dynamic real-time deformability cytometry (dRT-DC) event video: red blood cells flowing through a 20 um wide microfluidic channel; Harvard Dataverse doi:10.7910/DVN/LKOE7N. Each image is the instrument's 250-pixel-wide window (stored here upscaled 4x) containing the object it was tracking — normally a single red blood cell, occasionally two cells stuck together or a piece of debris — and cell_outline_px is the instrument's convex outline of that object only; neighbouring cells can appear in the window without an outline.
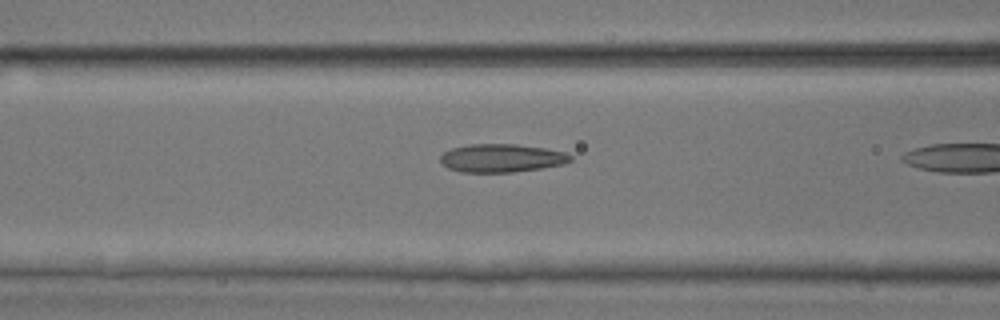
{"species": "common noctule bat (a hibernating species)", "species_latin": "Nyctalus noctula", "temperature_condition": "room temperature", "stored_images_in_passage": 10, "camera_frame_rate_fps": 3000, "um_per_image_px": 0.085, "animal": {"sex": "male", "body_mass_g": 17.9, "forearm_length_mm": 54.2}, "frame": {"image": 1, "passage_image": 9, "time_ms": 2.667, "image_size_px": [1000, 320], "cell_outline_px": [[572, 160], [564, 164], [540, 168], [512, 172], [460, 172], [448, 168], [440, 160], [440, 156], [444, 152], [452, 148], [468, 144], [516, 144], [544, 148], [564, 152], [572, 156]], "centroid_in_image_um": [42.62, 13.43], "position_along_channel_um": 124.0, "area_um2": 21.33}}